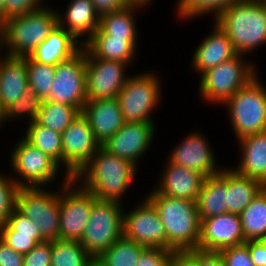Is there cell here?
<instances>
[{
  "label": "cell",
  "mask_w": 266,
  "mask_h": 266,
  "mask_svg": "<svg viewBox=\"0 0 266 266\" xmlns=\"http://www.w3.org/2000/svg\"><path fill=\"white\" fill-rule=\"evenodd\" d=\"M4 122V110L0 106V125Z\"/></svg>",
  "instance_id": "53"
},
{
  "label": "cell",
  "mask_w": 266,
  "mask_h": 266,
  "mask_svg": "<svg viewBox=\"0 0 266 266\" xmlns=\"http://www.w3.org/2000/svg\"><path fill=\"white\" fill-rule=\"evenodd\" d=\"M12 151L10 162L20 177L14 178L20 187H43L56 178L60 165L24 138L19 140Z\"/></svg>",
  "instance_id": "12"
},
{
  "label": "cell",
  "mask_w": 266,
  "mask_h": 266,
  "mask_svg": "<svg viewBox=\"0 0 266 266\" xmlns=\"http://www.w3.org/2000/svg\"><path fill=\"white\" fill-rule=\"evenodd\" d=\"M63 165L73 178L92 158L101 144L96 140L88 120L82 113L61 133Z\"/></svg>",
  "instance_id": "15"
},
{
  "label": "cell",
  "mask_w": 266,
  "mask_h": 266,
  "mask_svg": "<svg viewBox=\"0 0 266 266\" xmlns=\"http://www.w3.org/2000/svg\"><path fill=\"white\" fill-rule=\"evenodd\" d=\"M7 224L15 231L17 234L33 235V239L37 243L45 241L38 231L36 224L31 221L28 217L21 214L17 209L13 211L8 219Z\"/></svg>",
  "instance_id": "43"
},
{
  "label": "cell",
  "mask_w": 266,
  "mask_h": 266,
  "mask_svg": "<svg viewBox=\"0 0 266 266\" xmlns=\"http://www.w3.org/2000/svg\"><path fill=\"white\" fill-rule=\"evenodd\" d=\"M123 237L146 248L167 250V238L156 208L146 197L129 213H123Z\"/></svg>",
  "instance_id": "14"
},
{
  "label": "cell",
  "mask_w": 266,
  "mask_h": 266,
  "mask_svg": "<svg viewBox=\"0 0 266 266\" xmlns=\"http://www.w3.org/2000/svg\"><path fill=\"white\" fill-rule=\"evenodd\" d=\"M156 73L129 76L117 99L125 122H151L152 110L160 103L161 87Z\"/></svg>",
  "instance_id": "10"
},
{
  "label": "cell",
  "mask_w": 266,
  "mask_h": 266,
  "mask_svg": "<svg viewBox=\"0 0 266 266\" xmlns=\"http://www.w3.org/2000/svg\"><path fill=\"white\" fill-rule=\"evenodd\" d=\"M155 123L125 122L123 126L101 146L109 153L138 164L149 148L155 131Z\"/></svg>",
  "instance_id": "16"
},
{
  "label": "cell",
  "mask_w": 266,
  "mask_h": 266,
  "mask_svg": "<svg viewBox=\"0 0 266 266\" xmlns=\"http://www.w3.org/2000/svg\"><path fill=\"white\" fill-rule=\"evenodd\" d=\"M85 55L87 100L117 98L129 79V74L125 76L128 64L96 58L86 48Z\"/></svg>",
  "instance_id": "13"
},
{
  "label": "cell",
  "mask_w": 266,
  "mask_h": 266,
  "mask_svg": "<svg viewBox=\"0 0 266 266\" xmlns=\"http://www.w3.org/2000/svg\"><path fill=\"white\" fill-rule=\"evenodd\" d=\"M147 198L163 223L167 250L186 252L198 249L201 222L196 202L169 197L155 190Z\"/></svg>",
  "instance_id": "2"
},
{
  "label": "cell",
  "mask_w": 266,
  "mask_h": 266,
  "mask_svg": "<svg viewBox=\"0 0 266 266\" xmlns=\"http://www.w3.org/2000/svg\"><path fill=\"white\" fill-rule=\"evenodd\" d=\"M57 25V12L46 7L4 21L6 54L20 57L30 56Z\"/></svg>",
  "instance_id": "4"
},
{
  "label": "cell",
  "mask_w": 266,
  "mask_h": 266,
  "mask_svg": "<svg viewBox=\"0 0 266 266\" xmlns=\"http://www.w3.org/2000/svg\"><path fill=\"white\" fill-rule=\"evenodd\" d=\"M236 55L237 52L226 32L215 22L211 35L209 34L196 48L192 65L202 75L208 69L216 67Z\"/></svg>",
  "instance_id": "21"
},
{
  "label": "cell",
  "mask_w": 266,
  "mask_h": 266,
  "mask_svg": "<svg viewBox=\"0 0 266 266\" xmlns=\"http://www.w3.org/2000/svg\"><path fill=\"white\" fill-rule=\"evenodd\" d=\"M46 188L20 187L16 209L33 221L45 241L60 239L59 192Z\"/></svg>",
  "instance_id": "8"
},
{
  "label": "cell",
  "mask_w": 266,
  "mask_h": 266,
  "mask_svg": "<svg viewBox=\"0 0 266 266\" xmlns=\"http://www.w3.org/2000/svg\"><path fill=\"white\" fill-rule=\"evenodd\" d=\"M176 251L145 248L138 257L137 266H173Z\"/></svg>",
  "instance_id": "40"
},
{
  "label": "cell",
  "mask_w": 266,
  "mask_h": 266,
  "mask_svg": "<svg viewBox=\"0 0 266 266\" xmlns=\"http://www.w3.org/2000/svg\"><path fill=\"white\" fill-rule=\"evenodd\" d=\"M24 139L31 145L49 155L59 165L63 166V148L61 133L38 124L36 121L28 124Z\"/></svg>",
  "instance_id": "31"
},
{
  "label": "cell",
  "mask_w": 266,
  "mask_h": 266,
  "mask_svg": "<svg viewBox=\"0 0 266 266\" xmlns=\"http://www.w3.org/2000/svg\"><path fill=\"white\" fill-rule=\"evenodd\" d=\"M29 88L47 100L51 94V88L55 75V65L39 63L26 56Z\"/></svg>",
  "instance_id": "35"
},
{
  "label": "cell",
  "mask_w": 266,
  "mask_h": 266,
  "mask_svg": "<svg viewBox=\"0 0 266 266\" xmlns=\"http://www.w3.org/2000/svg\"><path fill=\"white\" fill-rule=\"evenodd\" d=\"M243 55L222 62L208 69L200 77V96L207 102L224 104L240 88L248 84L257 75V70L242 59ZM246 63V64H245Z\"/></svg>",
  "instance_id": "6"
},
{
  "label": "cell",
  "mask_w": 266,
  "mask_h": 266,
  "mask_svg": "<svg viewBox=\"0 0 266 266\" xmlns=\"http://www.w3.org/2000/svg\"><path fill=\"white\" fill-rule=\"evenodd\" d=\"M42 0H5L0 10V21L21 16L42 8Z\"/></svg>",
  "instance_id": "41"
},
{
  "label": "cell",
  "mask_w": 266,
  "mask_h": 266,
  "mask_svg": "<svg viewBox=\"0 0 266 266\" xmlns=\"http://www.w3.org/2000/svg\"><path fill=\"white\" fill-rule=\"evenodd\" d=\"M227 169L205 177L196 199L200 222L227 213Z\"/></svg>",
  "instance_id": "25"
},
{
  "label": "cell",
  "mask_w": 266,
  "mask_h": 266,
  "mask_svg": "<svg viewBox=\"0 0 266 266\" xmlns=\"http://www.w3.org/2000/svg\"><path fill=\"white\" fill-rule=\"evenodd\" d=\"M99 15L120 10L132 4L130 0H91Z\"/></svg>",
  "instance_id": "48"
},
{
  "label": "cell",
  "mask_w": 266,
  "mask_h": 266,
  "mask_svg": "<svg viewBox=\"0 0 266 266\" xmlns=\"http://www.w3.org/2000/svg\"><path fill=\"white\" fill-rule=\"evenodd\" d=\"M4 47V34H3V22L0 21V49Z\"/></svg>",
  "instance_id": "50"
},
{
  "label": "cell",
  "mask_w": 266,
  "mask_h": 266,
  "mask_svg": "<svg viewBox=\"0 0 266 266\" xmlns=\"http://www.w3.org/2000/svg\"><path fill=\"white\" fill-rule=\"evenodd\" d=\"M29 89L26 57H0V106L5 110Z\"/></svg>",
  "instance_id": "22"
},
{
  "label": "cell",
  "mask_w": 266,
  "mask_h": 266,
  "mask_svg": "<svg viewBox=\"0 0 266 266\" xmlns=\"http://www.w3.org/2000/svg\"><path fill=\"white\" fill-rule=\"evenodd\" d=\"M248 249L255 266H266V240L248 241Z\"/></svg>",
  "instance_id": "47"
},
{
  "label": "cell",
  "mask_w": 266,
  "mask_h": 266,
  "mask_svg": "<svg viewBox=\"0 0 266 266\" xmlns=\"http://www.w3.org/2000/svg\"><path fill=\"white\" fill-rule=\"evenodd\" d=\"M24 255L15 252L0 239V266H23Z\"/></svg>",
  "instance_id": "46"
},
{
  "label": "cell",
  "mask_w": 266,
  "mask_h": 266,
  "mask_svg": "<svg viewBox=\"0 0 266 266\" xmlns=\"http://www.w3.org/2000/svg\"><path fill=\"white\" fill-rule=\"evenodd\" d=\"M245 241L266 240V189L239 215Z\"/></svg>",
  "instance_id": "30"
},
{
  "label": "cell",
  "mask_w": 266,
  "mask_h": 266,
  "mask_svg": "<svg viewBox=\"0 0 266 266\" xmlns=\"http://www.w3.org/2000/svg\"><path fill=\"white\" fill-rule=\"evenodd\" d=\"M254 77L225 103L237 139L266 131V88Z\"/></svg>",
  "instance_id": "5"
},
{
  "label": "cell",
  "mask_w": 266,
  "mask_h": 266,
  "mask_svg": "<svg viewBox=\"0 0 266 266\" xmlns=\"http://www.w3.org/2000/svg\"><path fill=\"white\" fill-rule=\"evenodd\" d=\"M122 203L96 199L80 244L97 259L123 237Z\"/></svg>",
  "instance_id": "7"
},
{
  "label": "cell",
  "mask_w": 266,
  "mask_h": 266,
  "mask_svg": "<svg viewBox=\"0 0 266 266\" xmlns=\"http://www.w3.org/2000/svg\"><path fill=\"white\" fill-rule=\"evenodd\" d=\"M83 45L84 41H77L69 32L57 25L29 57L36 62L56 66L59 62L71 58Z\"/></svg>",
  "instance_id": "24"
},
{
  "label": "cell",
  "mask_w": 266,
  "mask_h": 266,
  "mask_svg": "<svg viewBox=\"0 0 266 266\" xmlns=\"http://www.w3.org/2000/svg\"><path fill=\"white\" fill-rule=\"evenodd\" d=\"M4 1L5 0H0V10L2 9L3 5H4Z\"/></svg>",
  "instance_id": "54"
},
{
  "label": "cell",
  "mask_w": 266,
  "mask_h": 266,
  "mask_svg": "<svg viewBox=\"0 0 266 266\" xmlns=\"http://www.w3.org/2000/svg\"><path fill=\"white\" fill-rule=\"evenodd\" d=\"M141 3H132L120 10L106 12L100 15L99 28L110 37L137 39L135 9L143 8Z\"/></svg>",
  "instance_id": "29"
},
{
  "label": "cell",
  "mask_w": 266,
  "mask_h": 266,
  "mask_svg": "<svg viewBox=\"0 0 266 266\" xmlns=\"http://www.w3.org/2000/svg\"><path fill=\"white\" fill-rule=\"evenodd\" d=\"M138 39L110 37L98 28L83 45L94 57L118 60L128 65L135 58Z\"/></svg>",
  "instance_id": "27"
},
{
  "label": "cell",
  "mask_w": 266,
  "mask_h": 266,
  "mask_svg": "<svg viewBox=\"0 0 266 266\" xmlns=\"http://www.w3.org/2000/svg\"><path fill=\"white\" fill-rule=\"evenodd\" d=\"M173 266H198V264L186 252H177Z\"/></svg>",
  "instance_id": "49"
},
{
  "label": "cell",
  "mask_w": 266,
  "mask_h": 266,
  "mask_svg": "<svg viewBox=\"0 0 266 266\" xmlns=\"http://www.w3.org/2000/svg\"><path fill=\"white\" fill-rule=\"evenodd\" d=\"M47 100L71 105L82 111L87 101L84 46L71 58L56 65L51 94Z\"/></svg>",
  "instance_id": "11"
},
{
  "label": "cell",
  "mask_w": 266,
  "mask_h": 266,
  "mask_svg": "<svg viewBox=\"0 0 266 266\" xmlns=\"http://www.w3.org/2000/svg\"><path fill=\"white\" fill-rule=\"evenodd\" d=\"M51 257V241H43L24 255L23 266H51Z\"/></svg>",
  "instance_id": "44"
},
{
  "label": "cell",
  "mask_w": 266,
  "mask_h": 266,
  "mask_svg": "<svg viewBox=\"0 0 266 266\" xmlns=\"http://www.w3.org/2000/svg\"><path fill=\"white\" fill-rule=\"evenodd\" d=\"M88 266H104L102 263H100L97 259H93Z\"/></svg>",
  "instance_id": "51"
},
{
  "label": "cell",
  "mask_w": 266,
  "mask_h": 266,
  "mask_svg": "<svg viewBox=\"0 0 266 266\" xmlns=\"http://www.w3.org/2000/svg\"><path fill=\"white\" fill-rule=\"evenodd\" d=\"M213 21L226 32L237 54L266 43V4L260 0H237Z\"/></svg>",
  "instance_id": "3"
},
{
  "label": "cell",
  "mask_w": 266,
  "mask_h": 266,
  "mask_svg": "<svg viewBox=\"0 0 266 266\" xmlns=\"http://www.w3.org/2000/svg\"><path fill=\"white\" fill-rule=\"evenodd\" d=\"M51 252V266H88L94 259L76 240H52Z\"/></svg>",
  "instance_id": "33"
},
{
  "label": "cell",
  "mask_w": 266,
  "mask_h": 266,
  "mask_svg": "<svg viewBox=\"0 0 266 266\" xmlns=\"http://www.w3.org/2000/svg\"><path fill=\"white\" fill-rule=\"evenodd\" d=\"M132 3H141L144 5H148V3H151V0H130Z\"/></svg>",
  "instance_id": "52"
},
{
  "label": "cell",
  "mask_w": 266,
  "mask_h": 266,
  "mask_svg": "<svg viewBox=\"0 0 266 266\" xmlns=\"http://www.w3.org/2000/svg\"><path fill=\"white\" fill-rule=\"evenodd\" d=\"M43 102L44 100L40 96H36L29 88L16 102L4 110V121L27 116L29 117L28 122H33L36 120Z\"/></svg>",
  "instance_id": "37"
},
{
  "label": "cell",
  "mask_w": 266,
  "mask_h": 266,
  "mask_svg": "<svg viewBox=\"0 0 266 266\" xmlns=\"http://www.w3.org/2000/svg\"><path fill=\"white\" fill-rule=\"evenodd\" d=\"M66 14L57 12L58 25L69 32L77 41L78 37L87 35L84 44L99 28L100 15L95 10L91 0H72L66 10Z\"/></svg>",
  "instance_id": "23"
},
{
  "label": "cell",
  "mask_w": 266,
  "mask_h": 266,
  "mask_svg": "<svg viewBox=\"0 0 266 266\" xmlns=\"http://www.w3.org/2000/svg\"><path fill=\"white\" fill-rule=\"evenodd\" d=\"M136 170L134 163L101 146L73 178L98 200L122 203L121 198L134 181Z\"/></svg>",
  "instance_id": "1"
},
{
  "label": "cell",
  "mask_w": 266,
  "mask_h": 266,
  "mask_svg": "<svg viewBox=\"0 0 266 266\" xmlns=\"http://www.w3.org/2000/svg\"><path fill=\"white\" fill-rule=\"evenodd\" d=\"M12 178L9 179L0 173V226L8 222L9 217L16 209L20 186Z\"/></svg>",
  "instance_id": "38"
},
{
  "label": "cell",
  "mask_w": 266,
  "mask_h": 266,
  "mask_svg": "<svg viewBox=\"0 0 266 266\" xmlns=\"http://www.w3.org/2000/svg\"><path fill=\"white\" fill-rule=\"evenodd\" d=\"M205 176L168 160L156 192L173 198L192 200L196 202Z\"/></svg>",
  "instance_id": "20"
},
{
  "label": "cell",
  "mask_w": 266,
  "mask_h": 266,
  "mask_svg": "<svg viewBox=\"0 0 266 266\" xmlns=\"http://www.w3.org/2000/svg\"><path fill=\"white\" fill-rule=\"evenodd\" d=\"M203 135L198 132L191 133L174 148L168 157L170 162L196 170L205 177L218 174L213 151Z\"/></svg>",
  "instance_id": "18"
},
{
  "label": "cell",
  "mask_w": 266,
  "mask_h": 266,
  "mask_svg": "<svg viewBox=\"0 0 266 266\" xmlns=\"http://www.w3.org/2000/svg\"><path fill=\"white\" fill-rule=\"evenodd\" d=\"M96 140L102 145L125 123L117 98L87 100L81 111Z\"/></svg>",
  "instance_id": "19"
},
{
  "label": "cell",
  "mask_w": 266,
  "mask_h": 266,
  "mask_svg": "<svg viewBox=\"0 0 266 266\" xmlns=\"http://www.w3.org/2000/svg\"><path fill=\"white\" fill-rule=\"evenodd\" d=\"M241 160L235 169L241 175L266 184V131L238 140Z\"/></svg>",
  "instance_id": "26"
},
{
  "label": "cell",
  "mask_w": 266,
  "mask_h": 266,
  "mask_svg": "<svg viewBox=\"0 0 266 266\" xmlns=\"http://www.w3.org/2000/svg\"><path fill=\"white\" fill-rule=\"evenodd\" d=\"M146 247L124 237L118 239L97 260L104 266H137L138 257Z\"/></svg>",
  "instance_id": "34"
},
{
  "label": "cell",
  "mask_w": 266,
  "mask_h": 266,
  "mask_svg": "<svg viewBox=\"0 0 266 266\" xmlns=\"http://www.w3.org/2000/svg\"><path fill=\"white\" fill-rule=\"evenodd\" d=\"M238 214L226 213L201 221L198 249L217 251L245 243Z\"/></svg>",
  "instance_id": "17"
},
{
  "label": "cell",
  "mask_w": 266,
  "mask_h": 266,
  "mask_svg": "<svg viewBox=\"0 0 266 266\" xmlns=\"http://www.w3.org/2000/svg\"><path fill=\"white\" fill-rule=\"evenodd\" d=\"M186 253L198 264V266H225L220 252L194 249Z\"/></svg>",
  "instance_id": "45"
},
{
  "label": "cell",
  "mask_w": 266,
  "mask_h": 266,
  "mask_svg": "<svg viewBox=\"0 0 266 266\" xmlns=\"http://www.w3.org/2000/svg\"><path fill=\"white\" fill-rule=\"evenodd\" d=\"M64 175L59 193L60 239L80 241L97 198L67 173Z\"/></svg>",
  "instance_id": "9"
},
{
  "label": "cell",
  "mask_w": 266,
  "mask_h": 266,
  "mask_svg": "<svg viewBox=\"0 0 266 266\" xmlns=\"http://www.w3.org/2000/svg\"><path fill=\"white\" fill-rule=\"evenodd\" d=\"M237 0H179L177 3V15L182 19L199 17L207 13H214V20ZM194 17V18H193Z\"/></svg>",
  "instance_id": "36"
},
{
  "label": "cell",
  "mask_w": 266,
  "mask_h": 266,
  "mask_svg": "<svg viewBox=\"0 0 266 266\" xmlns=\"http://www.w3.org/2000/svg\"><path fill=\"white\" fill-rule=\"evenodd\" d=\"M225 266H255L248 249V241L219 251Z\"/></svg>",
  "instance_id": "42"
},
{
  "label": "cell",
  "mask_w": 266,
  "mask_h": 266,
  "mask_svg": "<svg viewBox=\"0 0 266 266\" xmlns=\"http://www.w3.org/2000/svg\"><path fill=\"white\" fill-rule=\"evenodd\" d=\"M80 113L77 107L44 100L35 121L44 127L62 133Z\"/></svg>",
  "instance_id": "32"
},
{
  "label": "cell",
  "mask_w": 266,
  "mask_h": 266,
  "mask_svg": "<svg viewBox=\"0 0 266 266\" xmlns=\"http://www.w3.org/2000/svg\"><path fill=\"white\" fill-rule=\"evenodd\" d=\"M263 188L260 181L227 169V213L240 215Z\"/></svg>",
  "instance_id": "28"
},
{
  "label": "cell",
  "mask_w": 266,
  "mask_h": 266,
  "mask_svg": "<svg viewBox=\"0 0 266 266\" xmlns=\"http://www.w3.org/2000/svg\"><path fill=\"white\" fill-rule=\"evenodd\" d=\"M0 239L11 247L15 252L25 255L38 243L33 235L17 234L7 223L0 226Z\"/></svg>",
  "instance_id": "39"
}]
</instances>
